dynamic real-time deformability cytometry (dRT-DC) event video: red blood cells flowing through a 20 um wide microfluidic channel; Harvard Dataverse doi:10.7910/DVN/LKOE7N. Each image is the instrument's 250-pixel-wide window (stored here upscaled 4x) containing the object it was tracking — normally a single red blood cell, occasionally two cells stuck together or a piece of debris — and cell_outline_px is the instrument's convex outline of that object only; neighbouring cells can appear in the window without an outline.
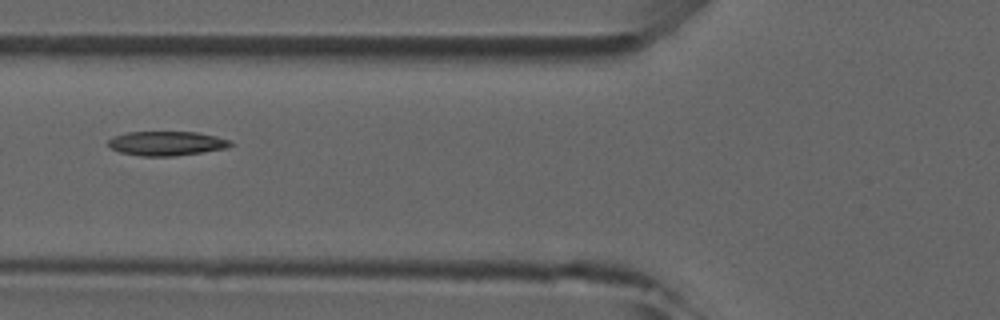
{"species": "common noctule bat (a hibernating species)", "species_latin": "Nyctalus noctula", "temperature_condition": "room temperature", "stored_images_in_passage": 4, "camera_frame_rate_fps": 3000, "um_per_image_px": 0.085, "animal": {"sex": "male", "forearm_length_mm": 52.5}, "frame": {"image": 1, "passage_image": 3, "time_ms": 2.333, "image_size_px": [1000, 320], "cell_outline_px": [[236, 144], [228, 148], [176, 156], [140, 156], [120, 152], [112, 148], [108, 144], [108, 140], [116, 136], [128, 132], [196, 132], [216, 136], [232, 140]], "centroid_in_image_um": [14.24, 12.19], "position_along_channel_um": 111.6, "area_um2": 17.4}}
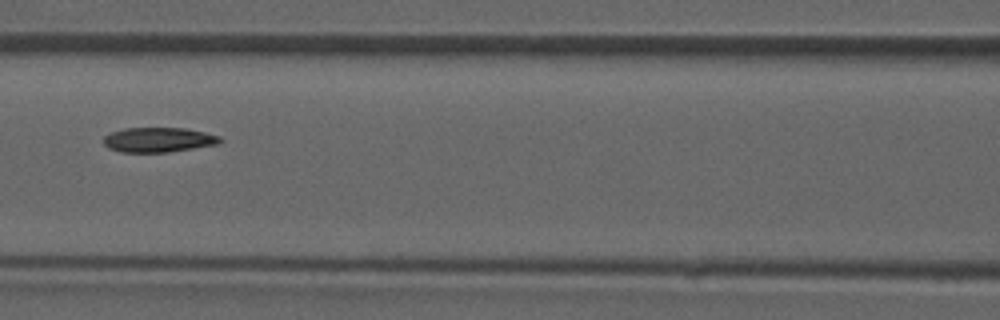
{"frame": {"image": 2, "passage_image": 4, "time_ms": 3.333, "image_size_px": [1000, 320], "cell_outline_px": [[224, 140], [216, 144], [168, 152], [120, 152], [108, 148], [104, 144], [104, 136], [112, 132], [124, 128], [184, 128], [204, 132], [220, 136]], "centroid_in_image_um": [13.45, 11.88], "position_along_channel_um": 153.1, "area_um2": 16.7}}